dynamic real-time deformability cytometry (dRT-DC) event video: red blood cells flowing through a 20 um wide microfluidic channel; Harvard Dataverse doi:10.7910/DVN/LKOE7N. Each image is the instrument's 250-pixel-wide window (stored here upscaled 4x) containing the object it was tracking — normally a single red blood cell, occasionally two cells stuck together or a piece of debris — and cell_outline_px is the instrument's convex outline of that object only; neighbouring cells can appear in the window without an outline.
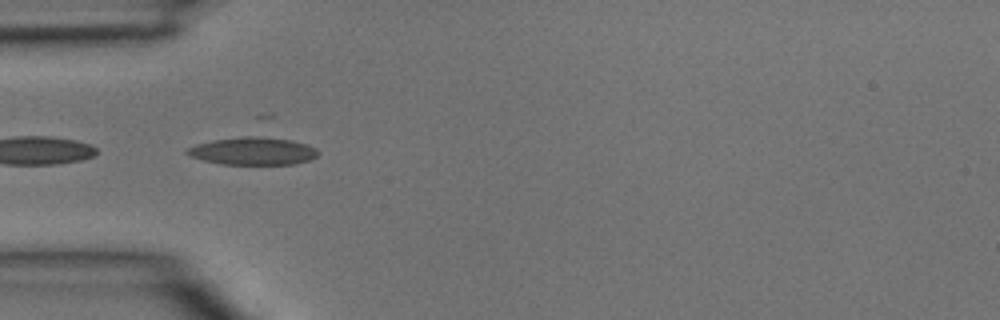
{"species": "common noctule bat (a hibernating species)", "species_latin": "Nyctalus noctula", "temperature_condition": "room temperature", "stored_images_in_passage": 3, "camera_frame_rate_fps": 3000, "um_per_image_px": 0.085, "animal": {"sex": "male", "body_mass_g": 15.6}, "frame": {"image": 1, "passage_image": 3, "time_ms": 0.667, "image_size_px": [1000, 320], "cell_outline_px": [[320, 152], [316, 156], [308, 160], [296, 164], [220, 164], [204, 160], [192, 156], [184, 152], [188, 148], [196, 144], [212, 140], [244, 136], [256, 136], [292, 140], [308, 144], [316, 148]], "centroid_in_image_um": [21.52, 12.84], "position_along_channel_um": 63.5, "area_um2": 21.04}}